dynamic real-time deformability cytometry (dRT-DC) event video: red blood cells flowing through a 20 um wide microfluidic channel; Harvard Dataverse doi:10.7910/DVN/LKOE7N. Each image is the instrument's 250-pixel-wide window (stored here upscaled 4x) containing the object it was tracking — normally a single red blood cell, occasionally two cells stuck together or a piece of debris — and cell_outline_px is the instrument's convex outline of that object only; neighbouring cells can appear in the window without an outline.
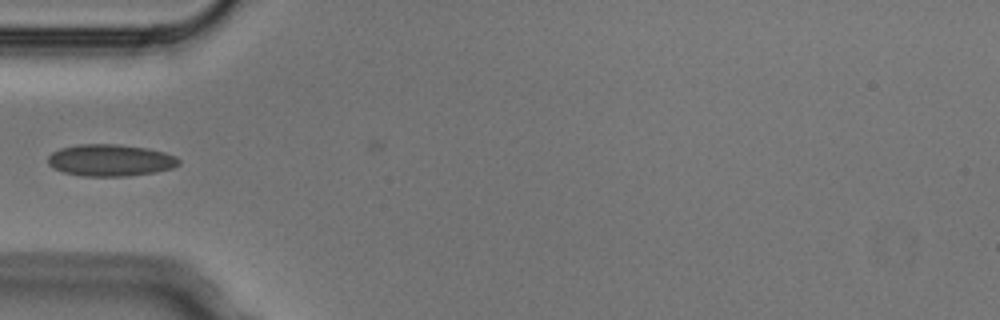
{"species": "Egyptian fruit bat (a non-hibernating species)", "species_latin": "Rousettus aegyptiacus", "temperature_condition": "cold", "stored_images_in_passage": 2, "camera_frame_rate_fps": 3000, "um_per_image_px": 0.085, "animal": {"sex": "male"}, "frame": {"image": 1, "passage_image": 1, "time_ms": 0.0, "image_size_px": [1000, 320], "cell_outline_px": [[180, 164], [172, 168], [156, 172], [128, 176], [80, 176], [64, 172], [52, 168], [48, 164], [48, 156], [52, 152], [60, 148], [76, 144], [120, 144], [148, 148], [164, 152], [176, 156], [180, 160]], "centroid_in_image_um": [9.38, 13.62], "position_along_channel_um": 75.6, "area_um2": 24.57}}